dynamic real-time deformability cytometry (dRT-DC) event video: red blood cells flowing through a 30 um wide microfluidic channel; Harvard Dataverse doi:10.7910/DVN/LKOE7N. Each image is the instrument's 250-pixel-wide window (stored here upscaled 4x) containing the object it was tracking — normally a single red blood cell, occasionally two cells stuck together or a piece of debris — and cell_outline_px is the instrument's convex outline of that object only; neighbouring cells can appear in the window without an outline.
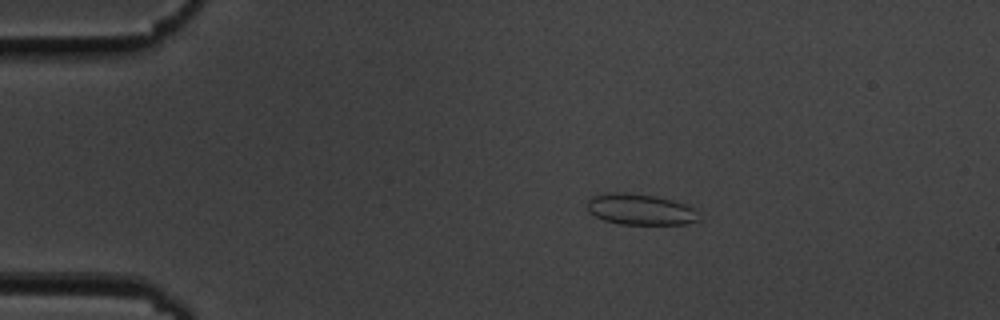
{"species": "common noctule bat (a hibernating species)", "species_latin": "Nyctalus noctula", "temperature_condition": "cold", "stored_images_in_passage": 46, "camera_frame_rate_fps": 3000, "um_per_image_px": 0.085, "animal": {"sex": "male", "body_mass_g": 19.5, "forearm_length_mm": 54.6}, "frame": {"image": 1, "passage_image": 1, "time_ms": 0.0, "image_size_px": [1000, 320], "cell_outline_px": [[700, 220], [688, 224], [620, 224], [604, 220], [588, 212], [588, 200], [592, 196], [604, 192], [624, 192], [656, 196], [672, 200], [684, 204], [692, 208], [696, 212]], "centroid_in_image_um": [54.39, 17.79], "position_along_channel_um": 30.6, "area_um2": 20.17}}
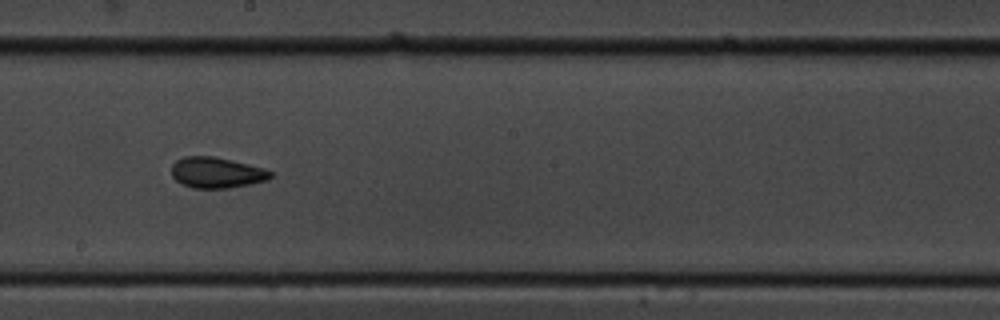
{"frame": {"image": 2, "passage_image": 22, "time_ms": 7.0, "image_size_px": [1000, 320], "cell_outline_px": [[272, 176], [268, 180], [228, 188], [192, 188], [180, 184], [172, 176], [172, 164], [176, 160], [184, 156], [212, 156], [248, 164], [264, 168], [272, 172]], "centroid_in_image_um": [18.38, 14.67], "position_along_channel_um": 229.8, "area_um2": 17.74}}
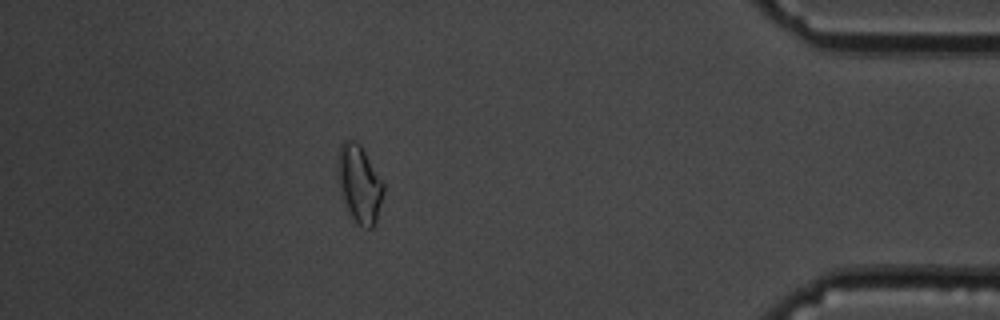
{"frame": {"image": 3, "passage_image": 40, "time_ms": 13.0, "image_size_px": [1000, 320], "cell_outline_px": [[384, 192], [376, 220], [372, 228], [364, 228], [352, 216], [348, 208], [336, 180], [336, 160], [340, 144], [344, 140], [352, 140], [360, 144], [384, 184]], "centroid_in_image_um": [30.51, 15.57], "position_along_channel_um": 404.7, "area_um2": 20.52}, "authors_computed_cell_mechanics": {"area_um2": 17.9469, "velocity_mm_per_s": 3.6198, "shape_relaxation_time_tau1_ms": 5.0415, "shape_relaxation_time_tau2_ms": 1.4646, "deformation_change_tau1": 0.1063, "deformation_change_tau2": 0.0711}}